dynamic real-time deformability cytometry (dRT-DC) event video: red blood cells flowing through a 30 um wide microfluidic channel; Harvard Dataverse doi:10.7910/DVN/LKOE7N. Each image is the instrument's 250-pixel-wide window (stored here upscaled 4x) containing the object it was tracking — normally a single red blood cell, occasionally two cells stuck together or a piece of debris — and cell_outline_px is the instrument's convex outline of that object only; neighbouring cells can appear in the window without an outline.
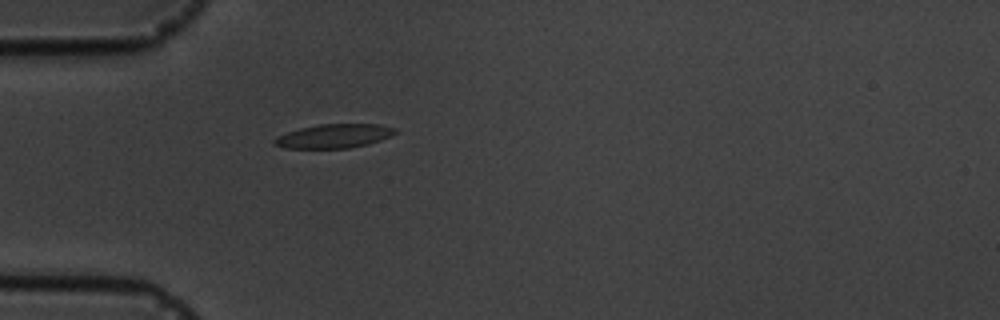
{"species": "common noctule bat (a hibernating species)", "species_latin": "Nyctalus noctula", "temperature_condition": "cold", "stored_images_in_passage": 1, "camera_frame_rate_fps": 3000, "um_per_image_px": 0.085, "animal": {"sex": "male", "body_mass_g": 19.5, "forearm_length_mm": 54.6}, "frame": {"image": 1, "passage_image": 1, "time_ms": 0.0, "image_size_px": [1000, 320], "cell_outline_px": [[396, 132], [392, 136], [368, 144], [348, 148], [284, 148], [272, 144], [272, 140], [276, 136], [300, 128], [320, 124], [380, 124], [396, 128]], "centroid_in_image_um": [28.37, 11.56], "position_along_channel_um": 56.6, "area_um2": 16.94}}